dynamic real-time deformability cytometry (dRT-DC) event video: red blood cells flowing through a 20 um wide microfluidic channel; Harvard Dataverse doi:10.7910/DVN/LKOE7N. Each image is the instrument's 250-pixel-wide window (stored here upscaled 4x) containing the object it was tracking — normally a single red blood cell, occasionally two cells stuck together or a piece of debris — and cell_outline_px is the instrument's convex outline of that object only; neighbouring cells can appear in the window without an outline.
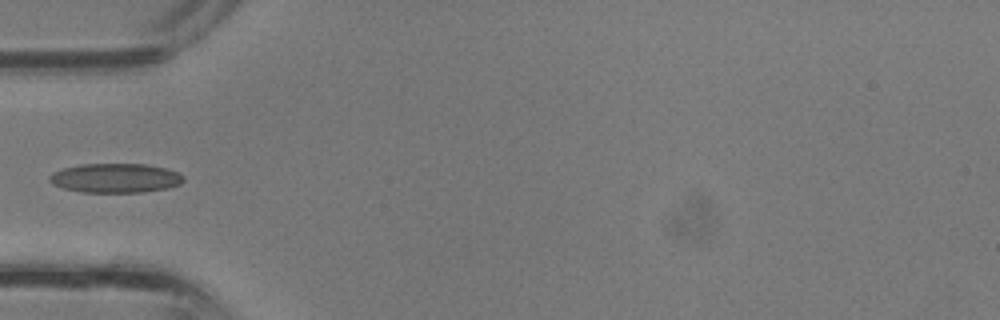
{"species": "common noctule bat (a hibernating species)", "species_latin": "Nyctalus noctula", "temperature_condition": "room temperature", "stored_images_in_passage": 19, "camera_frame_rate_fps": 3000, "um_per_image_px": 0.085, "animal": {"sex": "male", "body_mass_g": 13.3}, "frame": {"image": 1, "passage_image": 1, "time_ms": 0.0, "image_size_px": [1000, 320], "cell_outline_px": [[184, 180], [180, 184], [168, 188], [144, 192], [80, 192], [64, 188], [52, 184], [48, 180], [48, 176], [52, 172], [64, 168], [80, 164], [148, 164], [164, 168], [176, 172], [184, 176]], "centroid_in_image_um": [9.79, 15.13], "position_along_channel_um": 75.2, "area_um2": 22.95}}
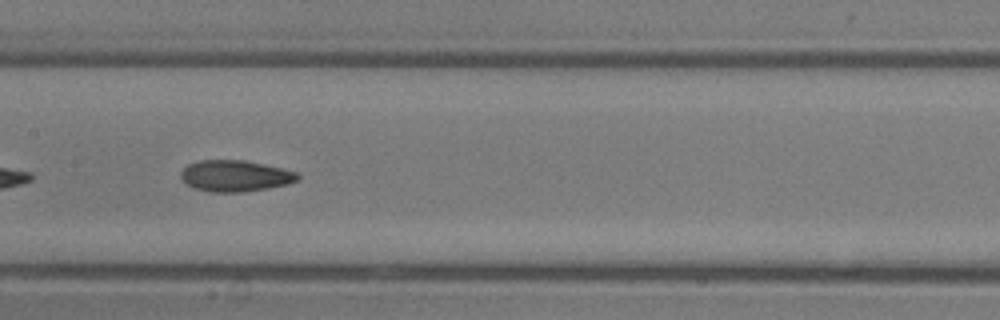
{"frame": {"image": 2, "passage_image": 7, "time_ms": 2.0, "image_size_px": [1000, 320], "cell_outline_px": [[300, 180], [288, 184], [268, 188], [240, 192], [208, 192], [192, 188], [180, 176], [180, 172], [188, 164], [200, 160], [244, 160], [280, 168], [296, 172], [300, 176]], "centroid_in_image_um": [19.98, 14.96], "position_along_channel_um": 187.4, "area_um2": 21.27}}
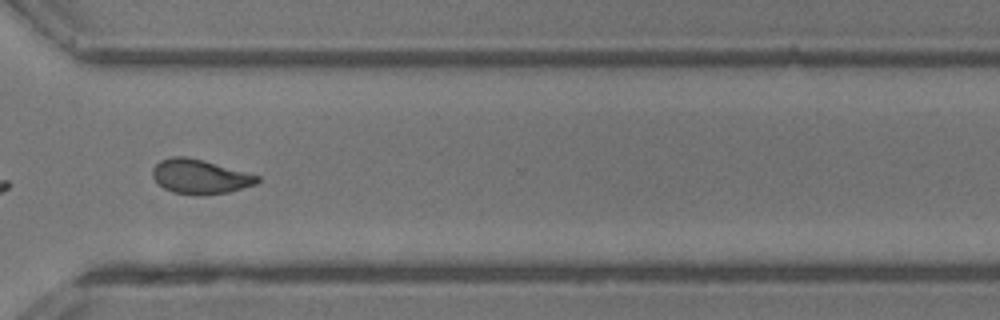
{"frame": {"image": 3, "passage_image": 16, "time_ms": 5.0, "image_size_px": [1000, 320], "cell_outline_px": [[260, 180], [256, 184], [228, 192], [200, 196], [172, 192], [164, 188], [152, 176], [152, 168], [160, 160], [172, 156], [184, 156], [204, 160], [260, 176]], "centroid_in_image_um": [16.99, 15.01], "position_along_channel_um": 353.6, "area_um2": 21.04}}